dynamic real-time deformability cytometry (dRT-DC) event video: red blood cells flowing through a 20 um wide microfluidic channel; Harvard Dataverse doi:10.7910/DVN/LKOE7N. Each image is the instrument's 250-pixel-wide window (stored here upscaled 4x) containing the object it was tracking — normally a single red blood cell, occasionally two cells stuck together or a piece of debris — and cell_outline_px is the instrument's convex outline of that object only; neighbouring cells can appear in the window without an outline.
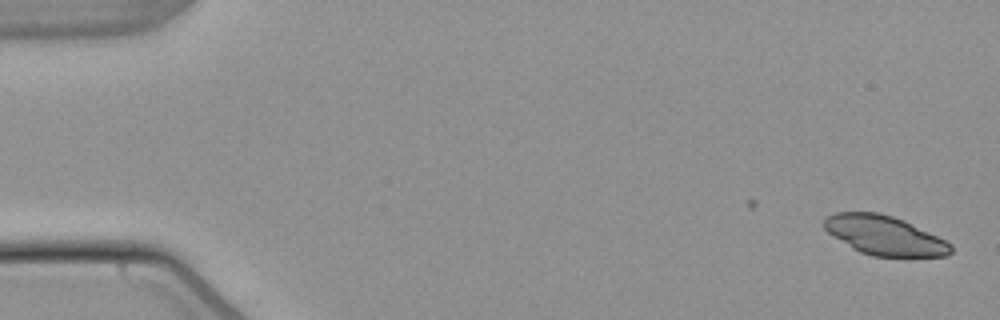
{"species": "common noctule bat (a hibernating species)", "species_latin": "Nyctalus noctula", "temperature_condition": "warm", "stored_images_in_passage": 45, "segment_of_instrument_passage": [1, 2], "camera_frame_rate_fps": 3000, "um_per_image_px": 0.085, "animal": {"sex": "male", "body_mass_g": 21.5, "forearm_length_mm": 52.0}, "frame": {"image": 1, "passage_image": 1, "time_ms": 0.0, "image_size_px": [1000, 320], "cell_outline_px": [[952, 252], [948, 256], [872, 256], [860, 252], [852, 248], [832, 236], [824, 228], [824, 220], [828, 216], [836, 212], [876, 212], [892, 216], [904, 220], [952, 244]], "centroid_in_image_um": [75.16, 20.01], "position_along_channel_um": 9.8, "area_um2": 28.73}}